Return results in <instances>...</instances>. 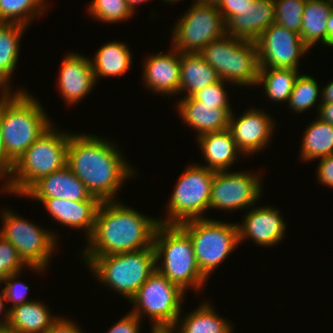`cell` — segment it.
Segmentation results:
<instances>
[{
  "label": "cell",
  "mask_w": 333,
  "mask_h": 333,
  "mask_svg": "<svg viewBox=\"0 0 333 333\" xmlns=\"http://www.w3.org/2000/svg\"><path fill=\"white\" fill-rule=\"evenodd\" d=\"M72 133L67 150V166L92 196L101 202L117 201L116 195L118 191L120 193L124 181L136 174L131 167L133 165L128 164L115 142L98 135Z\"/></svg>",
  "instance_id": "1"
},
{
  "label": "cell",
  "mask_w": 333,
  "mask_h": 333,
  "mask_svg": "<svg viewBox=\"0 0 333 333\" xmlns=\"http://www.w3.org/2000/svg\"><path fill=\"white\" fill-rule=\"evenodd\" d=\"M159 219L148 217L119 201L101 202L91 236L81 256H105L153 246Z\"/></svg>",
  "instance_id": "2"
},
{
  "label": "cell",
  "mask_w": 333,
  "mask_h": 333,
  "mask_svg": "<svg viewBox=\"0 0 333 333\" xmlns=\"http://www.w3.org/2000/svg\"><path fill=\"white\" fill-rule=\"evenodd\" d=\"M15 90L0 96L2 139L13 163L53 124L34 95L22 88Z\"/></svg>",
  "instance_id": "3"
},
{
  "label": "cell",
  "mask_w": 333,
  "mask_h": 333,
  "mask_svg": "<svg viewBox=\"0 0 333 333\" xmlns=\"http://www.w3.org/2000/svg\"><path fill=\"white\" fill-rule=\"evenodd\" d=\"M52 124L13 164L8 183L0 190L6 194L22 195L40 178L67 165L70 133Z\"/></svg>",
  "instance_id": "4"
},
{
  "label": "cell",
  "mask_w": 333,
  "mask_h": 333,
  "mask_svg": "<svg viewBox=\"0 0 333 333\" xmlns=\"http://www.w3.org/2000/svg\"><path fill=\"white\" fill-rule=\"evenodd\" d=\"M156 269L184 292H201L208 282L197 265L190 236L179 225L159 224L154 234Z\"/></svg>",
  "instance_id": "5"
},
{
  "label": "cell",
  "mask_w": 333,
  "mask_h": 333,
  "mask_svg": "<svg viewBox=\"0 0 333 333\" xmlns=\"http://www.w3.org/2000/svg\"><path fill=\"white\" fill-rule=\"evenodd\" d=\"M81 257L97 281L128 301L156 270L154 245L133 252Z\"/></svg>",
  "instance_id": "6"
},
{
  "label": "cell",
  "mask_w": 333,
  "mask_h": 333,
  "mask_svg": "<svg viewBox=\"0 0 333 333\" xmlns=\"http://www.w3.org/2000/svg\"><path fill=\"white\" fill-rule=\"evenodd\" d=\"M199 54L216 70L219 78L229 85L256 87L259 60L254 41L225 34L209 43Z\"/></svg>",
  "instance_id": "7"
},
{
  "label": "cell",
  "mask_w": 333,
  "mask_h": 333,
  "mask_svg": "<svg viewBox=\"0 0 333 333\" xmlns=\"http://www.w3.org/2000/svg\"><path fill=\"white\" fill-rule=\"evenodd\" d=\"M179 226L190 236L197 265L207 279L240 245L237 223L205 218Z\"/></svg>",
  "instance_id": "8"
},
{
  "label": "cell",
  "mask_w": 333,
  "mask_h": 333,
  "mask_svg": "<svg viewBox=\"0 0 333 333\" xmlns=\"http://www.w3.org/2000/svg\"><path fill=\"white\" fill-rule=\"evenodd\" d=\"M214 175L215 171L199 163L186 166L167 203L166 219L159 218V222L179 225L190 220L205 219Z\"/></svg>",
  "instance_id": "9"
},
{
  "label": "cell",
  "mask_w": 333,
  "mask_h": 333,
  "mask_svg": "<svg viewBox=\"0 0 333 333\" xmlns=\"http://www.w3.org/2000/svg\"><path fill=\"white\" fill-rule=\"evenodd\" d=\"M185 293L156 269L130 300L134 305L131 312L141 322L149 317L151 328H173L182 312Z\"/></svg>",
  "instance_id": "10"
},
{
  "label": "cell",
  "mask_w": 333,
  "mask_h": 333,
  "mask_svg": "<svg viewBox=\"0 0 333 333\" xmlns=\"http://www.w3.org/2000/svg\"><path fill=\"white\" fill-rule=\"evenodd\" d=\"M0 211H2L0 235L16 248L29 267L47 269L51 263V257L53 258L52 254L56 252L58 236L52 230L41 228L11 209L6 208Z\"/></svg>",
  "instance_id": "11"
},
{
  "label": "cell",
  "mask_w": 333,
  "mask_h": 333,
  "mask_svg": "<svg viewBox=\"0 0 333 333\" xmlns=\"http://www.w3.org/2000/svg\"><path fill=\"white\" fill-rule=\"evenodd\" d=\"M174 24L170 46L180 53H199L226 34V24L214 5L193 3Z\"/></svg>",
  "instance_id": "12"
},
{
  "label": "cell",
  "mask_w": 333,
  "mask_h": 333,
  "mask_svg": "<svg viewBox=\"0 0 333 333\" xmlns=\"http://www.w3.org/2000/svg\"><path fill=\"white\" fill-rule=\"evenodd\" d=\"M261 173L217 171L211 186L209 209L225 212L250 209L263 195Z\"/></svg>",
  "instance_id": "13"
},
{
  "label": "cell",
  "mask_w": 333,
  "mask_h": 333,
  "mask_svg": "<svg viewBox=\"0 0 333 333\" xmlns=\"http://www.w3.org/2000/svg\"><path fill=\"white\" fill-rule=\"evenodd\" d=\"M259 67L299 70L300 59L311 50L300 34L272 23L255 41Z\"/></svg>",
  "instance_id": "14"
},
{
  "label": "cell",
  "mask_w": 333,
  "mask_h": 333,
  "mask_svg": "<svg viewBox=\"0 0 333 333\" xmlns=\"http://www.w3.org/2000/svg\"><path fill=\"white\" fill-rule=\"evenodd\" d=\"M266 113L251 106L237 118L232 111L228 129L243 156H253L268 148L276 122Z\"/></svg>",
  "instance_id": "15"
},
{
  "label": "cell",
  "mask_w": 333,
  "mask_h": 333,
  "mask_svg": "<svg viewBox=\"0 0 333 333\" xmlns=\"http://www.w3.org/2000/svg\"><path fill=\"white\" fill-rule=\"evenodd\" d=\"M251 208L245 212L242 224L237 223L239 244L251 239L256 245L273 248L283 241L286 223L280 210L268 205Z\"/></svg>",
  "instance_id": "16"
},
{
  "label": "cell",
  "mask_w": 333,
  "mask_h": 333,
  "mask_svg": "<svg viewBox=\"0 0 333 333\" xmlns=\"http://www.w3.org/2000/svg\"><path fill=\"white\" fill-rule=\"evenodd\" d=\"M58 87L63 100L74 105L85 98L96 85L91 58L78 53H68L62 58Z\"/></svg>",
  "instance_id": "17"
},
{
  "label": "cell",
  "mask_w": 333,
  "mask_h": 333,
  "mask_svg": "<svg viewBox=\"0 0 333 333\" xmlns=\"http://www.w3.org/2000/svg\"><path fill=\"white\" fill-rule=\"evenodd\" d=\"M167 53H152L143 61V82L153 94L177 96L180 85V52L173 46ZM177 94V95H176ZM170 95V96H169Z\"/></svg>",
  "instance_id": "18"
},
{
  "label": "cell",
  "mask_w": 333,
  "mask_h": 333,
  "mask_svg": "<svg viewBox=\"0 0 333 333\" xmlns=\"http://www.w3.org/2000/svg\"><path fill=\"white\" fill-rule=\"evenodd\" d=\"M27 198H57L70 201L99 200L66 165L36 181L23 195Z\"/></svg>",
  "instance_id": "19"
},
{
  "label": "cell",
  "mask_w": 333,
  "mask_h": 333,
  "mask_svg": "<svg viewBox=\"0 0 333 333\" xmlns=\"http://www.w3.org/2000/svg\"><path fill=\"white\" fill-rule=\"evenodd\" d=\"M44 205L47 213L63 226L83 230L89 238L95 226L100 200L70 201L57 198H33Z\"/></svg>",
  "instance_id": "20"
},
{
  "label": "cell",
  "mask_w": 333,
  "mask_h": 333,
  "mask_svg": "<svg viewBox=\"0 0 333 333\" xmlns=\"http://www.w3.org/2000/svg\"><path fill=\"white\" fill-rule=\"evenodd\" d=\"M272 23H275L274 0H253L240 15L226 23V34L255 42Z\"/></svg>",
  "instance_id": "21"
},
{
  "label": "cell",
  "mask_w": 333,
  "mask_h": 333,
  "mask_svg": "<svg viewBox=\"0 0 333 333\" xmlns=\"http://www.w3.org/2000/svg\"><path fill=\"white\" fill-rule=\"evenodd\" d=\"M176 110L184 123L192 127L200 136L209 132H219L229 128L232 108H214L201 105L192 96L177 101Z\"/></svg>",
  "instance_id": "22"
},
{
  "label": "cell",
  "mask_w": 333,
  "mask_h": 333,
  "mask_svg": "<svg viewBox=\"0 0 333 333\" xmlns=\"http://www.w3.org/2000/svg\"><path fill=\"white\" fill-rule=\"evenodd\" d=\"M206 162L204 166L215 172L228 171L243 153L238 149L229 129L209 132L196 137Z\"/></svg>",
  "instance_id": "23"
},
{
  "label": "cell",
  "mask_w": 333,
  "mask_h": 333,
  "mask_svg": "<svg viewBox=\"0 0 333 333\" xmlns=\"http://www.w3.org/2000/svg\"><path fill=\"white\" fill-rule=\"evenodd\" d=\"M38 299L10 309L7 331L11 333H45L59 317Z\"/></svg>",
  "instance_id": "24"
},
{
  "label": "cell",
  "mask_w": 333,
  "mask_h": 333,
  "mask_svg": "<svg viewBox=\"0 0 333 333\" xmlns=\"http://www.w3.org/2000/svg\"><path fill=\"white\" fill-rule=\"evenodd\" d=\"M132 50L125 42L103 44L91 59L96 82L100 78L117 77L129 71L133 60Z\"/></svg>",
  "instance_id": "25"
},
{
  "label": "cell",
  "mask_w": 333,
  "mask_h": 333,
  "mask_svg": "<svg viewBox=\"0 0 333 333\" xmlns=\"http://www.w3.org/2000/svg\"><path fill=\"white\" fill-rule=\"evenodd\" d=\"M190 313L180 314L176 325L173 327L177 333H233L231 322L219 316L209 301L201 302ZM182 318V319H181ZM181 320V321H180ZM178 328V329H177Z\"/></svg>",
  "instance_id": "26"
},
{
  "label": "cell",
  "mask_w": 333,
  "mask_h": 333,
  "mask_svg": "<svg viewBox=\"0 0 333 333\" xmlns=\"http://www.w3.org/2000/svg\"><path fill=\"white\" fill-rule=\"evenodd\" d=\"M180 70L179 95L185 92L183 98L220 80L216 70L199 53H180Z\"/></svg>",
  "instance_id": "27"
},
{
  "label": "cell",
  "mask_w": 333,
  "mask_h": 333,
  "mask_svg": "<svg viewBox=\"0 0 333 333\" xmlns=\"http://www.w3.org/2000/svg\"><path fill=\"white\" fill-rule=\"evenodd\" d=\"M332 12L331 0H306L300 37L310 49L319 42L327 46V21Z\"/></svg>",
  "instance_id": "28"
},
{
  "label": "cell",
  "mask_w": 333,
  "mask_h": 333,
  "mask_svg": "<svg viewBox=\"0 0 333 333\" xmlns=\"http://www.w3.org/2000/svg\"><path fill=\"white\" fill-rule=\"evenodd\" d=\"M25 30L27 27L20 24L0 22V84L7 91H14L10 81L19 60V47Z\"/></svg>",
  "instance_id": "29"
},
{
  "label": "cell",
  "mask_w": 333,
  "mask_h": 333,
  "mask_svg": "<svg viewBox=\"0 0 333 333\" xmlns=\"http://www.w3.org/2000/svg\"><path fill=\"white\" fill-rule=\"evenodd\" d=\"M316 118L313 123L306 126L302 136L300 160L303 162L333 154V125Z\"/></svg>",
  "instance_id": "30"
},
{
  "label": "cell",
  "mask_w": 333,
  "mask_h": 333,
  "mask_svg": "<svg viewBox=\"0 0 333 333\" xmlns=\"http://www.w3.org/2000/svg\"><path fill=\"white\" fill-rule=\"evenodd\" d=\"M300 70L259 67L256 86H263L264 94L272 102H288Z\"/></svg>",
  "instance_id": "31"
},
{
  "label": "cell",
  "mask_w": 333,
  "mask_h": 333,
  "mask_svg": "<svg viewBox=\"0 0 333 333\" xmlns=\"http://www.w3.org/2000/svg\"><path fill=\"white\" fill-rule=\"evenodd\" d=\"M45 1L0 0V22L20 24L28 28L34 19L42 16L48 9Z\"/></svg>",
  "instance_id": "32"
},
{
  "label": "cell",
  "mask_w": 333,
  "mask_h": 333,
  "mask_svg": "<svg viewBox=\"0 0 333 333\" xmlns=\"http://www.w3.org/2000/svg\"><path fill=\"white\" fill-rule=\"evenodd\" d=\"M315 77L309 74H299L297 77L293 90L288 100L289 109H292L293 113H303L310 108L316 107L317 112L321 104V89ZM319 99V101H318ZM291 107V108H290Z\"/></svg>",
  "instance_id": "33"
},
{
  "label": "cell",
  "mask_w": 333,
  "mask_h": 333,
  "mask_svg": "<svg viewBox=\"0 0 333 333\" xmlns=\"http://www.w3.org/2000/svg\"><path fill=\"white\" fill-rule=\"evenodd\" d=\"M87 13L93 19L104 23H121L134 16L126 0H92Z\"/></svg>",
  "instance_id": "34"
},
{
  "label": "cell",
  "mask_w": 333,
  "mask_h": 333,
  "mask_svg": "<svg viewBox=\"0 0 333 333\" xmlns=\"http://www.w3.org/2000/svg\"><path fill=\"white\" fill-rule=\"evenodd\" d=\"M275 23L300 34L306 0H274Z\"/></svg>",
  "instance_id": "35"
},
{
  "label": "cell",
  "mask_w": 333,
  "mask_h": 333,
  "mask_svg": "<svg viewBox=\"0 0 333 333\" xmlns=\"http://www.w3.org/2000/svg\"><path fill=\"white\" fill-rule=\"evenodd\" d=\"M28 267L37 274L45 272V268L29 267L20 257L16 248L0 235V282L11 274L23 272Z\"/></svg>",
  "instance_id": "36"
},
{
  "label": "cell",
  "mask_w": 333,
  "mask_h": 333,
  "mask_svg": "<svg viewBox=\"0 0 333 333\" xmlns=\"http://www.w3.org/2000/svg\"><path fill=\"white\" fill-rule=\"evenodd\" d=\"M227 83L220 79L218 82L196 91L191 96L201 102V105L214 106V108H232L225 86Z\"/></svg>",
  "instance_id": "37"
},
{
  "label": "cell",
  "mask_w": 333,
  "mask_h": 333,
  "mask_svg": "<svg viewBox=\"0 0 333 333\" xmlns=\"http://www.w3.org/2000/svg\"><path fill=\"white\" fill-rule=\"evenodd\" d=\"M21 274L22 272L11 274L0 282V285L2 283L5 284L3 286L4 288L1 289V292L4 295L7 304L8 302L12 303V305L8 307L9 309L33 301L32 299L28 300L26 298V296L28 297L27 294L28 291L30 290L28 285L24 284V282L17 279L20 278L19 276Z\"/></svg>",
  "instance_id": "38"
},
{
  "label": "cell",
  "mask_w": 333,
  "mask_h": 333,
  "mask_svg": "<svg viewBox=\"0 0 333 333\" xmlns=\"http://www.w3.org/2000/svg\"><path fill=\"white\" fill-rule=\"evenodd\" d=\"M141 320L133 314L131 311L123 318L113 324L107 333H140L141 332Z\"/></svg>",
  "instance_id": "39"
},
{
  "label": "cell",
  "mask_w": 333,
  "mask_h": 333,
  "mask_svg": "<svg viewBox=\"0 0 333 333\" xmlns=\"http://www.w3.org/2000/svg\"><path fill=\"white\" fill-rule=\"evenodd\" d=\"M253 0H221L217 8L222 15L225 24L236 15H240Z\"/></svg>",
  "instance_id": "40"
},
{
  "label": "cell",
  "mask_w": 333,
  "mask_h": 333,
  "mask_svg": "<svg viewBox=\"0 0 333 333\" xmlns=\"http://www.w3.org/2000/svg\"><path fill=\"white\" fill-rule=\"evenodd\" d=\"M317 167V181L333 189V154L320 158Z\"/></svg>",
  "instance_id": "41"
},
{
  "label": "cell",
  "mask_w": 333,
  "mask_h": 333,
  "mask_svg": "<svg viewBox=\"0 0 333 333\" xmlns=\"http://www.w3.org/2000/svg\"><path fill=\"white\" fill-rule=\"evenodd\" d=\"M77 322L61 315L51 324L45 333H84Z\"/></svg>",
  "instance_id": "42"
},
{
  "label": "cell",
  "mask_w": 333,
  "mask_h": 333,
  "mask_svg": "<svg viewBox=\"0 0 333 333\" xmlns=\"http://www.w3.org/2000/svg\"><path fill=\"white\" fill-rule=\"evenodd\" d=\"M13 162L7 157L3 144L2 133L0 128V181L3 180L2 188L8 183L13 170Z\"/></svg>",
  "instance_id": "43"
},
{
  "label": "cell",
  "mask_w": 333,
  "mask_h": 333,
  "mask_svg": "<svg viewBox=\"0 0 333 333\" xmlns=\"http://www.w3.org/2000/svg\"><path fill=\"white\" fill-rule=\"evenodd\" d=\"M316 113L319 119L333 125V103H321Z\"/></svg>",
  "instance_id": "44"
},
{
  "label": "cell",
  "mask_w": 333,
  "mask_h": 333,
  "mask_svg": "<svg viewBox=\"0 0 333 333\" xmlns=\"http://www.w3.org/2000/svg\"><path fill=\"white\" fill-rule=\"evenodd\" d=\"M5 305H7L5 297L0 291V317H2L0 318V331H7V326L9 323L10 309Z\"/></svg>",
  "instance_id": "45"
},
{
  "label": "cell",
  "mask_w": 333,
  "mask_h": 333,
  "mask_svg": "<svg viewBox=\"0 0 333 333\" xmlns=\"http://www.w3.org/2000/svg\"><path fill=\"white\" fill-rule=\"evenodd\" d=\"M321 103H333V79L323 88L321 87Z\"/></svg>",
  "instance_id": "46"
},
{
  "label": "cell",
  "mask_w": 333,
  "mask_h": 333,
  "mask_svg": "<svg viewBox=\"0 0 333 333\" xmlns=\"http://www.w3.org/2000/svg\"><path fill=\"white\" fill-rule=\"evenodd\" d=\"M327 46L333 48V12L327 21Z\"/></svg>",
  "instance_id": "47"
},
{
  "label": "cell",
  "mask_w": 333,
  "mask_h": 333,
  "mask_svg": "<svg viewBox=\"0 0 333 333\" xmlns=\"http://www.w3.org/2000/svg\"><path fill=\"white\" fill-rule=\"evenodd\" d=\"M151 0H126L129 8L132 10V12L135 14V6H138L139 4H142V3H146V2H149Z\"/></svg>",
  "instance_id": "48"
},
{
  "label": "cell",
  "mask_w": 333,
  "mask_h": 333,
  "mask_svg": "<svg viewBox=\"0 0 333 333\" xmlns=\"http://www.w3.org/2000/svg\"><path fill=\"white\" fill-rule=\"evenodd\" d=\"M221 0H194V3L200 5H214L218 6Z\"/></svg>",
  "instance_id": "49"
},
{
  "label": "cell",
  "mask_w": 333,
  "mask_h": 333,
  "mask_svg": "<svg viewBox=\"0 0 333 333\" xmlns=\"http://www.w3.org/2000/svg\"><path fill=\"white\" fill-rule=\"evenodd\" d=\"M151 333H177L174 328H151Z\"/></svg>",
  "instance_id": "50"
},
{
  "label": "cell",
  "mask_w": 333,
  "mask_h": 333,
  "mask_svg": "<svg viewBox=\"0 0 333 333\" xmlns=\"http://www.w3.org/2000/svg\"><path fill=\"white\" fill-rule=\"evenodd\" d=\"M163 1L165 2V4H167V3H168V4H171V3H172V4H173V3L175 4L176 2H177V3L180 2V0H161V2H163Z\"/></svg>",
  "instance_id": "51"
},
{
  "label": "cell",
  "mask_w": 333,
  "mask_h": 333,
  "mask_svg": "<svg viewBox=\"0 0 333 333\" xmlns=\"http://www.w3.org/2000/svg\"><path fill=\"white\" fill-rule=\"evenodd\" d=\"M0 96L6 94L8 91L0 84Z\"/></svg>",
  "instance_id": "52"
},
{
  "label": "cell",
  "mask_w": 333,
  "mask_h": 333,
  "mask_svg": "<svg viewBox=\"0 0 333 333\" xmlns=\"http://www.w3.org/2000/svg\"><path fill=\"white\" fill-rule=\"evenodd\" d=\"M0 333H11V332H8V331H0Z\"/></svg>",
  "instance_id": "53"
}]
</instances>
